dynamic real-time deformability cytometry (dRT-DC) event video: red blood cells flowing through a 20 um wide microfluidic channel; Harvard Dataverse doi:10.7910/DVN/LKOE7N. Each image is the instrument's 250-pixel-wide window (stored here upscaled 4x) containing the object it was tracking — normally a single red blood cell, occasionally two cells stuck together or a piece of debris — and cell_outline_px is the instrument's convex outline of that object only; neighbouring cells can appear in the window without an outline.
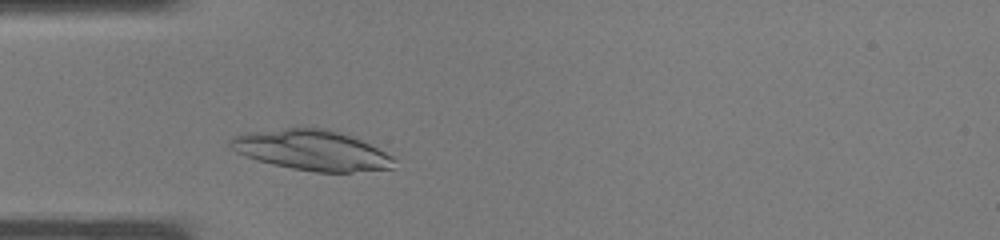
{"species": "common noctule bat (a hibernating species)", "species_latin": "Nyctalus noctula", "temperature_condition": "warm", "stored_images_in_passage": 24, "camera_frame_rate_fps": 3000, "um_per_image_px": 0.085, "animal": {"sex": "male", "body_mass_g": 19.0, "forearm_length_mm": 50.8}, "frame": {"image": 1, "passage_image": 4, "time_ms": 1.0, "image_size_px": [1000, 240], "cell_outline_px": [[396, 160], [392, 168], [352, 172], [316, 172], [292, 168], [272, 164], [256, 160], [236, 152], [228, 144], [228, 140], [232, 136], [248, 132], [284, 128], [324, 128], [340, 132], [360, 140], [392, 156]], "centroid_in_image_um": [26.45, 12.77], "position_along_channel_um": 58.5, "area_um2": 38.15}}
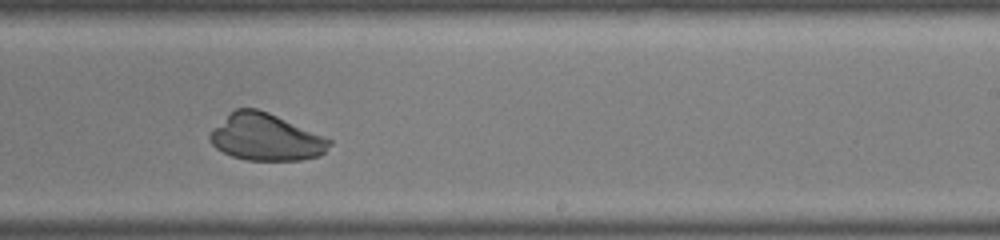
{"frame": {"image": 2, "passage_image": 16, "time_ms": 5.0, "image_size_px": [1000, 240], "cell_outline_px": [[332, 144], [320, 156], [300, 160], [248, 160], [232, 156], [216, 148], [208, 140], [208, 136], [236, 108], [256, 108], [268, 112], [332, 140]], "centroid_in_image_um": [22.62, 11.68], "position_along_channel_um": 266.4, "area_um2": 32.02}}
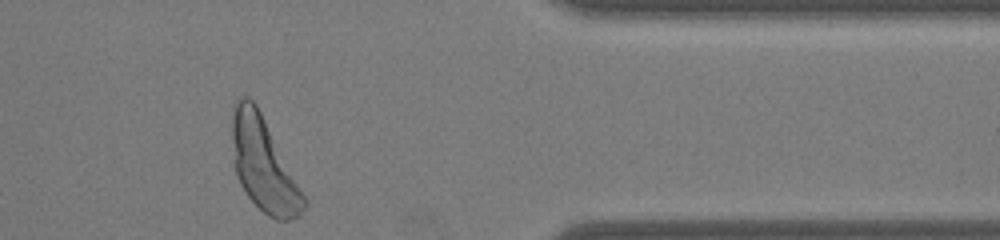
{"frame": {"image": 3, "passage_image": 24, "time_ms": 7.667, "image_size_px": [1000, 240], "cell_outline_px": [[308, 204], [296, 216], [288, 220], [276, 220], [268, 216], [248, 196], [240, 184], [236, 176], [232, 136], [232, 116], [236, 100], [240, 96], [248, 96], [256, 104], [308, 200]], "centroid_in_image_um": [22.41, 13.99], "position_along_channel_um": 389.0, "area_um2": 38.55}}